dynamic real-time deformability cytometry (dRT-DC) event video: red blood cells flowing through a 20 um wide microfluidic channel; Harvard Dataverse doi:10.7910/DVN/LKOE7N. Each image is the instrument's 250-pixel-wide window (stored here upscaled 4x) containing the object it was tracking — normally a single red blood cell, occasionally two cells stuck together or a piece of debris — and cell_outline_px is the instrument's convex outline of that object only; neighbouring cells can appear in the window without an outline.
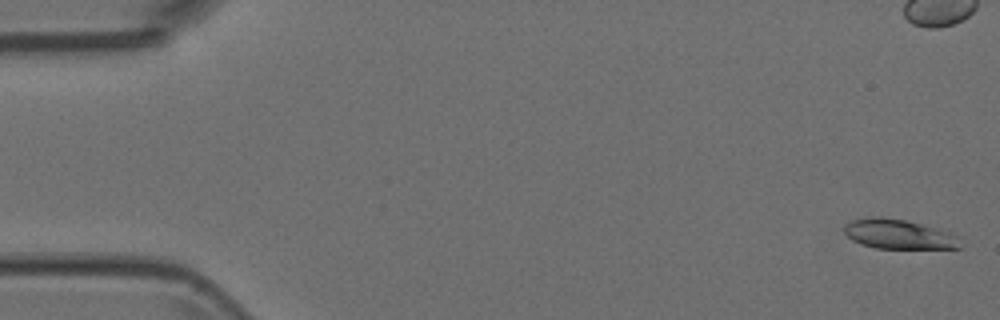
{"species": "Egyptian fruit bat (a non-hibernating species)", "species_latin": "Rousettus aegyptiacus", "temperature_condition": "room temperature", "stored_images_in_passage": 10, "camera_frame_rate_fps": 3000, "um_per_image_px": 0.085, "animal": {"sex": "female"}, "frame": {"image": 1, "passage_image": 1, "time_ms": 0.0, "image_size_px": [1000, 320], "cell_outline_px": [[960, 248], [876, 248], [860, 244], [852, 240], [844, 232], [844, 228], [852, 220], [872, 216], [880, 216], [904, 220], [920, 224], [948, 232], [952, 236]], "centroid_in_image_um": [76.26, 19.9], "position_along_channel_um": 8.7, "area_um2": 19.31}}
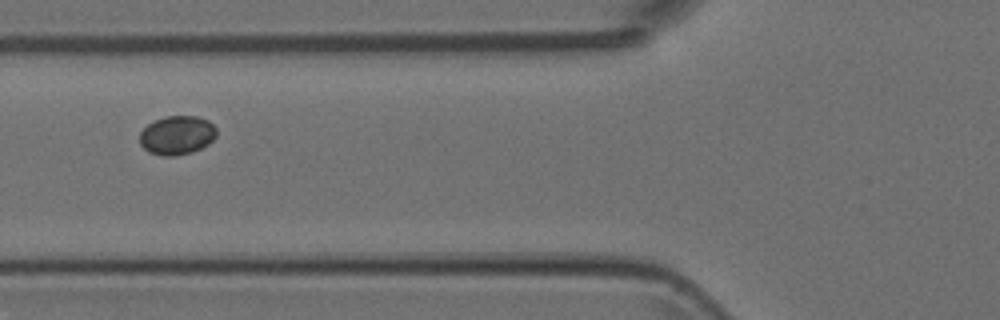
{"frame": {"image": 2, "passage_image": 7, "time_ms": 2.0, "image_size_px": [1000, 320], "cell_outline_px": [[216, 136], [208, 144], [192, 152], [172, 156], [164, 156], [148, 152], [140, 144], [140, 132], [148, 124], [164, 116], [196, 116], [208, 120], [216, 128]], "centroid_in_image_um": [15.04, 11.49], "position_along_channel_um": 110.8, "area_um2": 17.34}}
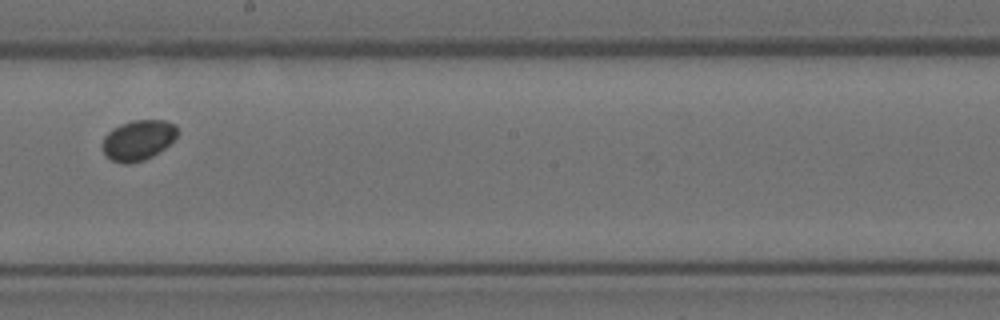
{"frame": {"image": 3, "passage_image": 10, "time_ms": 3.0, "image_size_px": [1000, 320], "cell_outline_px": [[180, 132], [164, 148], [152, 156], [144, 160], [128, 164], [124, 164], [112, 160], [104, 152], [100, 144], [104, 136], [112, 128], [120, 124], [132, 120], [164, 120], [176, 124]], "centroid_in_image_um": [11.73, 11.89], "position_along_channel_um": 236.5, "area_um2": 17.74}}